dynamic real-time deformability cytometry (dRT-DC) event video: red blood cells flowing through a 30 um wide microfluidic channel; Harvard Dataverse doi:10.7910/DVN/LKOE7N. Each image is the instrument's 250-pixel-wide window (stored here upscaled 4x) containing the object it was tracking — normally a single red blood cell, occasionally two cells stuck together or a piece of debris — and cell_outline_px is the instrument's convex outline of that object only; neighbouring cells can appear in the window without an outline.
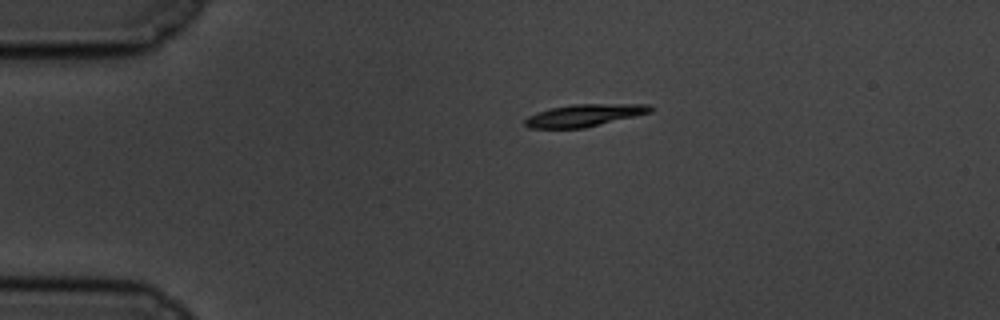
{"species": "common noctule bat (a hibernating species)", "species_latin": "Nyctalus noctula", "temperature_condition": "cold", "stored_images_in_passage": 47, "camera_frame_rate_fps": 3000, "um_per_image_px": 0.085, "animal": {"sex": "male", "body_mass_g": 19.5, "forearm_length_mm": 54.6}, "frame": {"image": 1, "passage_image": 1, "time_ms": 0.0, "image_size_px": [1000, 320], "cell_outline_px": [[652, 112], [584, 128], [528, 128], [524, 124], [524, 120], [528, 116], [536, 112], [552, 108], [572, 104], [652, 104]], "centroid_in_image_um": [49.66, 9.8], "position_along_channel_um": 35.3, "area_um2": 16.24}}
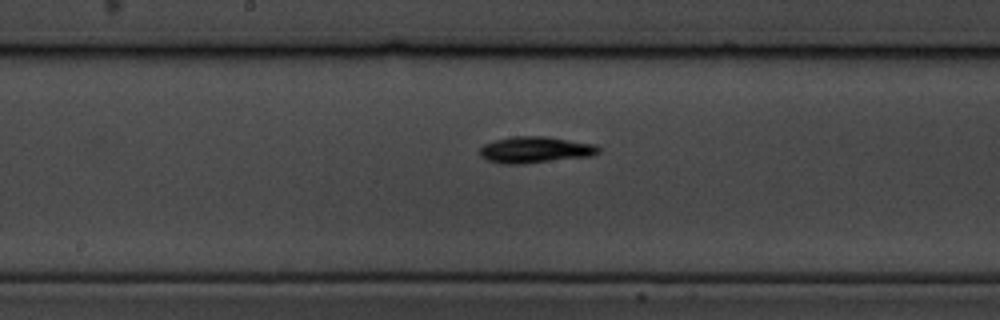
{"frame": {"image": 2, "passage_image": 19, "time_ms": 6.0, "image_size_px": [1000, 320], "cell_outline_px": [[600, 152], [592, 156], [524, 164], [500, 164], [488, 160], [480, 156], [480, 148], [484, 144], [496, 140], [512, 136], [544, 136], [596, 144], [600, 148]], "centroid_in_image_um": [45.51, 12.74], "position_along_channel_um": 202.7, "area_um2": 18.38}}
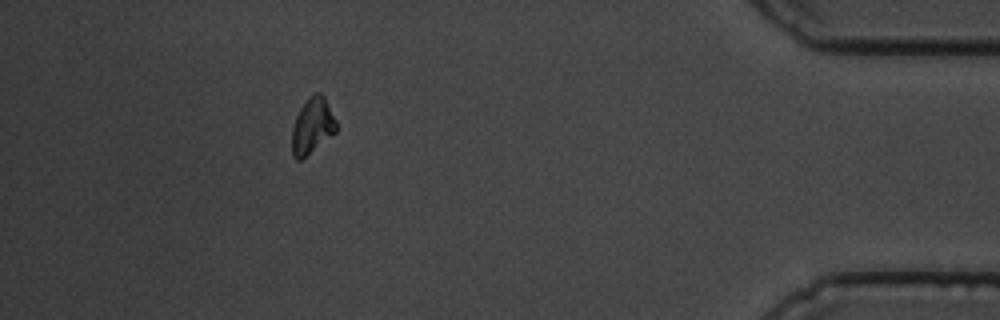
{"frame": {"image": 3, "passage_image": 41, "time_ms": 13.333, "image_size_px": [1000, 320], "cell_outline_px": [[336, 132], [300, 160], [296, 160], [292, 156], [292, 128], [296, 116], [300, 108], [312, 92], [320, 92], [324, 96], [336, 120]], "centroid_in_image_um": [26.53, 10.68], "position_along_channel_um": 408.7, "area_um2": 14.33}, "authors_computed_cell_mechanics": {"area_um2": 15.7216, "velocity_mm_per_s": 3.4724, "shape_relaxation_time_tau1_ms": 2.918, "shape_relaxation_time_tau2_ms": null, "deformation_change_tau1": 0.1288, "deformation_change_tau2": null}}